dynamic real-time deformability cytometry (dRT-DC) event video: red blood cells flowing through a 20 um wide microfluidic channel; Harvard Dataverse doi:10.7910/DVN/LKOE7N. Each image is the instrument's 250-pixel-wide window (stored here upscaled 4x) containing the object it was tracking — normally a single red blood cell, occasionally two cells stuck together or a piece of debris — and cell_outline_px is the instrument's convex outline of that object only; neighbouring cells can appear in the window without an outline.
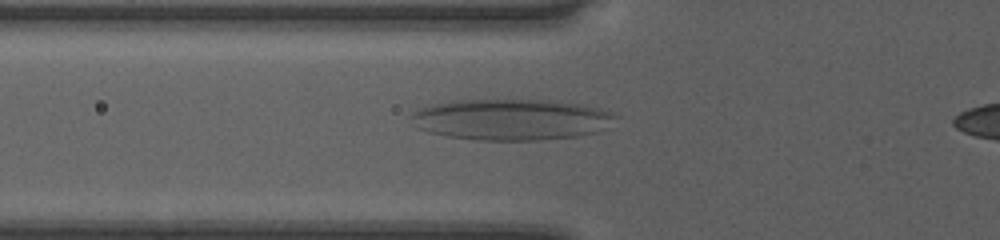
{"species": "human", "species_latin": "Homo sapiens", "temperature_condition": "room temperature", "stored_images_in_passage": 33, "camera_frame_rate_fps": 3000, "um_per_image_px": 0.085, "donor": {"sex": "female"}, "frame": {"image": 1, "passage_image": 4, "time_ms": 1.0, "image_size_px": [1000, 240], "cell_outline_px": [[612, 116], [596, 132], [576, 136], [536, 140], [476, 140], [448, 136], [428, 132], [420, 128], [412, 116], [412, 112], [420, 108], [432, 104], [452, 100], [508, 96], [548, 100], [576, 104], [596, 108], [608, 112]], "centroid_in_image_um": [43.3, 10.11], "position_along_channel_um": 82.5, "area_um2": 49.07}}
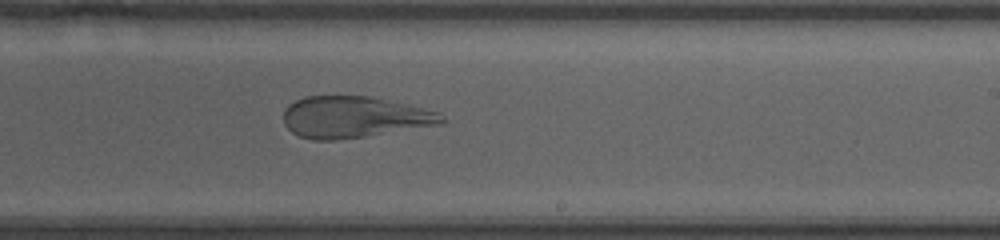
{"frame": {"image": 2, "passage_image": 17, "time_ms": 5.333, "image_size_px": [1000, 240], "cell_outline_px": [[448, 120], [444, 124], [364, 136], [336, 140], [312, 140], [300, 136], [292, 132], [284, 124], [284, 108], [288, 104], [304, 96], [368, 96], [440, 112]], "centroid_in_image_um": [30.1, 9.95], "position_along_channel_um": 258.9, "area_um2": 38.15}}
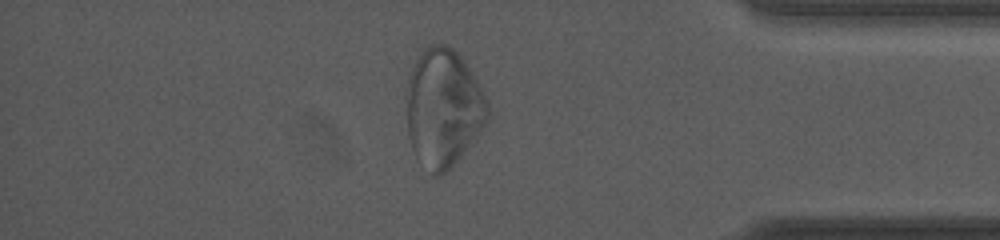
{"frame": {"image": 3, "passage_image": 29, "time_ms": 9.333, "image_size_px": [1000, 240], "cell_outline_px": [[488, 120], [484, 128], [460, 156], [440, 176], [436, 176], [416, 156], [412, 148], [408, 136], [404, 96], [408, 80], [412, 68], [416, 60], [432, 44], [444, 44], [452, 48], [460, 56], [472, 72], [484, 92], [488, 100]], "centroid_in_image_um": [37.67, 9.16], "position_along_channel_um": 397.5, "area_um2": 55.66}}